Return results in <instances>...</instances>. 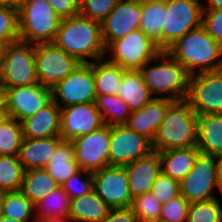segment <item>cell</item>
<instances>
[{
	"instance_id": "obj_1",
	"label": "cell",
	"mask_w": 222,
	"mask_h": 222,
	"mask_svg": "<svg viewBox=\"0 0 222 222\" xmlns=\"http://www.w3.org/2000/svg\"><path fill=\"white\" fill-rule=\"evenodd\" d=\"M53 43L80 63H92L106 55L101 23L81 14L60 20Z\"/></svg>"
},
{
	"instance_id": "obj_2",
	"label": "cell",
	"mask_w": 222,
	"mask_h": 222,
	"mask_svg": "<svg viewBox=\"0 0 222 222\" xmlns=\"http://www.w3.org/2000/svg\"><path fill=\"white\" fill-rule=\"evenodd\" d=\"M166 52L190 75L222 68V46L202 26L188 31Z\"/></svg>"
},
{
	"instance_id": "obj_3",
	"label": "cell",
	"mask_w": 222,
	"mask_h": 222,
	"mask_svg": "<svg viewBox=\"0 0 222 222\" xmlns=\"http://www.w3.org/2000/svg\"><path fill=\"white\" fill-rule=\"evenodd\" d=\"M139 72L153 98L172 101L186 98L190 74L166 51L148 61Z\"/></svg>"
},
{
	"instance_id": "obj_4",
	"label": "cell",
	"mask_w": 222,
	"mask_h": 222,
	"mask_svg": "<svg viewBox=\"0 0 222 222\" xmlns=\"http://www.w3.org/2000/svg\"><path fill=\"white\" fill-rule=\"evenodd\" d=\"M197 143V114L185 99L174 101L152 141L153 150L161 152L169 149L190 148L196 147Z\"/></svg>"
},
{
	"instance_id": "obj_5",
	"label": "cell",
	"mask_w": 222,
	"mask_h": 222,
	"mask_svg": "<svg viewBox=\"0 0 222 222\" xmlns=\"http://www.w3.org/2000/svg\"><path fill=\"white\" fill-rule=\"evenodd\" d=\"M60 20L47 0H27L19 10L20 41L53 43Z\"/></svg>"
},
{
	"instance_id": "obj_6",
	"label": "cell",
	"mask_w": 222,
	"mask_h": 222,
	"mask_svg": "<svg viewBox=\"0 0 222 222\" xmlns=\"http://www.w3.org/2000/svg\"><path fill=\"white\" fill-rule=\"evenodd\" d=\"M160 52L156 42L140 29H136L125 37L112 42L106 48L105 58L124 70H140Z\"/></svg>"
},
{
	"instance_id": "obj_7",
	"label": "cell",
	"mask_w": 222,
	"mask_h": 222,
	"mask_svg": "<svg viewBox=\"0 0 222 222\" xmlns=\"http://www.w3.org/2000/svg\"><path fill=\"white\" fill-rule=\"evenodd\" d=\"M0 83L7 88L39 84L35 65V45L23 41L7 44Z\"/></svg>"
},
{
	"instance_id": "obj_8",
	"label": "cell",
	"mask_w": 222,
	"mask_h": 222,
	"mask_svg": "<svg viewBox=\"0 0 222 222\" xmlns=\"http://www.w3.org/2000/svg\"><path fill=\"white\" fill-rule=\"evenodd\" d=\"M185 100L197 115L222 114V68L190 75Z\"/></svg>"
},
{
	"instance_id": "obj_9",
	"label": "cell",
	"mask_w": 222,
	"mask_h": 222,
	"mask_svg": "<svg viewBox=\"0 0 222 222\" xmlns=\"http://www.w3.org/2000/svg\"><path fill=\"white\" fill-rule=\"evenodd\" d=\"M52 89V100L60 107L95 103L97 96L92 63H80L65 79Z\"/></svg>"
},
{
	"instance_id": "obj_10",
	"label": "cell",
	"mask_w": 222,
	"mask_h": 222,
	"mask_svg": "<svg viewBox=\"0 0 222 222\" xmlns=\"http://www.w3.org/2000/svg\"><path fill=\"white\" fill-rule=\"evenodd\" d=\"M180 192L190 203L222 196L216 176L215 156L200 154L192 170L180 181Z\"/></svg>"
},
{
	"instance_id": "obj_11",
	"label": "cell",
	"mask_w": 222,
	"mask_h": 222,
	"mask_svg": "<svg viewBox=\"0 0 222 222\" xmlns=\"http://www.w3.org/2000/svg\"><path fill=\"white\" fill-rule=\"evenodd\" d=\"M167 13L163 26V51L188 31L201 26L202 0H165Z\"/></svg>"
},
{
	"instance_id": "obj_12",
	"label": "cell",
	"mask_w": 222,
	"mask_h": 222,
	"mask_svg": "<svg viewBox=\"0 0 222 222\" xmlns=\"http://www.w3.org/2000/svg\"><path fill=\"white\" fill-rule=\"evenodd\" d=\"M35 65L39 84L54 87L73 72L80 62L54 43L35 45Z\"/></svg>"
},
{
	"instance_id": "obj_13",
	"label": "cell",
	"mask_w": 222,
	"mask_h": 222,
	"mask_svg": "<svg viewBox=\"0 0 222 222\" xmlns=\"http://www.w3.org/2000/svg\"><path fill=\"white\" fill-rule=\"evenodd\" d=\"M110 139L111 126L104 124L94 132L72 140L79 168L94 172L109 166Z\"/></svg>"
},
{
	"instance_id": "obj_14",
	"label": "cell",
	"mask_w": 222,
	"mask_h": 222,
	"mask_svg": "<svg viewBox=\"0 0 222 222\" xmlns=\"http://www.w3.org/2000/svg\"><path fill=\"white\" fill-rule=\"evenodd\" d=\"M92 173L94 191L110 208L131 207L133 198L125 166H106Z\"/></svg>"
},
{
	"instance_id": "obj_15",
	"label": "cell",
	"mask_w": 222,
	"mask_h": 222,
	"mask_svg": "<svg viewBox=\"0 0 222 222\" xmlns=\"http://www.w3.org/2000/svg\"><path fill=\"white\" fill-rule=\"evenodd\" d=\"M153 151L152 142L124 124L111 126L109 166H126Z\"/></svg>"
},
{
	"instance_id": "obj_16",
	"label": "cell",
	"mask_w": 222,
	"mask_h": 222,
	"mask_svg": "<svg viewBox=\"0 0 222 222\" xmlns=\"http://www.w3.org/2000/svg\"><path fill=\"white\" fill-rule=\"evenodd\" d=\"M52 101V89L40 84L6 89V110L9 117L21 122Z\"/></svg>"
},
{
	"instance_id": "obj_17",
	"label": "cell",
	"mask_w": 222,
	"mask_h": 222,
	"mask_svg": "<svg viewBox=\"0 0 222 222\" xmlns=\"http://www.w3.org/2000/svg\"><path fill=\"white\" fill-rule=\"evenodd\" d=\"M141 0H118L116 6L101 22L102 37L107 48L112 42L139 29Z\"/></svg>"
},
{
	"instance_id": "obj_18",
	"label": "cell",
	"mask_w": 222,
	"mask_h": 222,
	"mask_svg": "<svg viewBox=\"0 0 222 222\" xmlns=\"http://www.w3.org/2000/svg\"><path fill=\"white\" fill-rule=\"evenodd\" d=\"M95 103H81L61 108L60 138L72 141L76 137L90 134L104 125Z\"/></svg>"
},
{
	"instance_id": "obj_19",
	"label": "cell",
	"mask_w": 222,
	"mask_h": 222,
	"mask_svg": "<svg viewBox=\"0 0 222 222\" xmlns=\"http://www.w3.org/2000/svg\"><path fill=\"white\" fill-rule=\"evenodd\" d=\"M173 102L170 99L153 98L139 110L133 111L124 125L152 142Z\"/></svg>"
},
{
	"instance_id": "obj_20",
	"label": "cell",
	"mask_w": 222,
	"mask_h": 222,
	"mask_svg": "<svg viewBox=\"0 0 222 222\" xmlns=\"http://www.w3.org/2000/svg\"><path fill=\"white\" fill-rule=\"evenodd\" d=\"M131 197L151 191L153 182L161 173V160L155 150L125 166Z\"/></svg>"
},
{
	"instance_id": "obj_21",
	"label": "cell",
	"mask_w": 222,
	"mask_h": 222,
	"mask_svg": "<svg viewBox=\"0 0 222 222\" xmlns=\"http://www.w3.org/2000/svg\"><path fill=\"white\" fill-rule=\"evenodd\" d=\"M23 138L60 137L61 108L52 100L34 115L21 121Z\"/></svg>"
},
{
	"instance_id": "obj_22",
	"label": "cell",
	"mask_w": 222,
	"mask_h": 222,
	"mask_svg": "<svg viewBox=\"0 0 222 222\" xmlns=\"http://www.w3.org/2000/svg\"><path fill=\"white\" fill-rule=\"evenodd\" d=\"M61 141L60 137L23 138L18 158L24 170L45 168Z\"/></svg>"
},
{
	"instance_id": "obj_23",
	"label": "cell",
	"mask_w": 222,
	"mask_h": 222,
	"mask_svg": "<svg viewBox=\"0 0 222 222\" xmlns=\"http://www.w3.org/2000/svg\"><path fill=\"white\" fill-rule=\"evenodd\" d=\"M158 153L161 172L179 182L192 170L197 157L201 154L197 146L169 149Z\"/></svg>"
},
{
	"instance_id": "obj_24",
	"label": "cell",
	"mask_w": 222,
	"mask_h": 222,
	"mask_svg": "<svg viewBox=\"0 0 222 222\" xmlns=\"http://www.w3.org/2000/svg\"><path fill=\"white\" fill-rule=\"evenodd\" d=\"M141 10L139 29L163 51V26L167 13L165 0H141Z\"/></svg>"
},
{
	"instance_id": "obj_25",
	"label": "cell",
	"mask_w": 222,
	"mask_h": 222,
	"mask_svg": "<svg viewBox=\"0 0 222 222\" xmlns=\"http://www.w3.org/2000/svg\"><path fill=\"white\" fill-rule=\"evenodd\" d=\"M116 95L123 99L132 112L139 110L153 99L139 70L124 71Z\"/></svg>"
},
{
	"instance_id": "obj_26",
	"label": "cell",
	"mask_w": 222,
	"mask_h": 222,
	"mask_svg": "<svg viewBox=\"0 0 222 222\" xmlns=\"http://www.w3.org/2000/svg\"><path fill=\"white\" fill-rule=\"evenodd\" d=\"M197 119V147L201 154L215 156L222 152V114H202Z\"/></svg>"
},
{
	"instance_id": "obj_27",
	"label": "cell",
	"mask_w": 222,
	"mask_h": 222,
	"mask_svg": "<svg viewBox=\"0 0 222 222\" xmlns=\"http://www.w3.org/2000/svg\"><path fill=\"white\" fill-rule=\"evenodd\" d=\"M110 209L93 190L86 195L70 200L68 217L72 222H101Z\"/></svg>"
},
{
	"instance_id": "obj_28",
	"label": "cell",
	"mask_w": 222,
	"mask_h": 222,
	"mask_svg": "<svg viewBox=\"0 0 222 222\" xmlns=\"http://www.w3.org/2000/svg\"><path fill=\"white\" fill-rule=\"evenodd\" d=\"M74 155L72 141L62 140L49 158L45 169L59 186L80 170Z\"/></svg>"
},
{
	"instance_id": "obj_29",
	"label": "cell",
	"mask_w": 222,
	"mask_h": 222,
	"mask_svg": "<svg viewBox=\"0 0 222 222\" xmlns=\"http://www.w3.org/2000/svg\"><path fill=\"white\" fill-rule=\"evenodd\" d=\"M58 187L45 168L31 169L24 171L20 192L36 205Z\"/></svg>"
},
{
	"instance_id": "obj_30",
	"label": "cell",
	"mask_w": 222,
	"mask_h": 222,
	"mask_svg": "<svg viewBox=\"0 0 222 222\" xmlns=\"http://www.w3.org/2000/svg\"><path fill=\"white\" fill-rule=\"evenodd\" d=\"M97 95H116L124 69L106 58L93 62Z\"/></svg>"
},
{
	"instance_id": "obj_31",
	"label": "cell",
	"mask_w": 222,
	"mask_h": 222,
	"mask_svg": "<svg viewBox=\"0 0 222 222\" xmlns=\"http://www.w3.org/2000/svg\"><path fill=\"white\" fill-rule=\"evenodd\" d=\"M95 105L104 123L110 126L125 124L132 113L129 106L118 95H97Z\"/></svg>"
},
{
	"instance_id": "obj_32",
	"label": "cell",
	"mask_w": 222,
	"mask_h": 222,
	"mask_svg": "<svg viewBox=\"0 0 222 222\" xmlns=\"http://www.w3.org/2000/svg\"><path fill=\"white\" fill-rule=\"evenodd\" d=\"M2 216L23 222H33L36 219L34 204L20 191L4 192Z\"/></svg>"
},
{
	"instance_id": "obj_33",
	"label": "cell",
	"mask_w": 222,
	"mask_h": 222,
	"mask_svg": "<svg viewBox=\"0 0 222 222\" xmlns=\"http://www.w3.org/2000/svg\"><path fill=\"white\" fill-rule=\"evenodd\" d=\"M69 205L68 194L59 186L34 205L35 218L69 216Z\"/></svg>"
},
{
	"instance_id": "obj_34",
	"label": "cell",
	"mask_w": 222,
	"mask_h": 222,
	"mask_svg": "<svg viewBox=\"0 0 222 222\" xmlns=\"http://www.w3.org/2000/svg\"><path fill=\"white\" fill-rule=\"evenodd\" d=\"M24 171L18 156L0 155V191H20Z\"/></svg>"
},
{
	"instance_id": "obj_35",
	"label": "cell",
	"mask_w": 222,
	"mask_h": 222,
	"mask_svg": "<svg viewBox=\"0 0 222 222\" xmlns=\"http://www.w3.org/2000/svg\"><path fill=\"white\" fill-rule=\"evenodd\" d=\"M23 140L21 122L8 117L0 125V155L18 156Z\"/></svg>"
},
{
	"instance_id": "obj_36",
	"label": "cell",
	"mask_w": 222,
	"mask_h": 222,
	"mask_svg": "<svg viewBox=\"0 0 222 222\" xmlns=\"http://www.w3.org/2000/svg\"><path fill=\"white\" fill-rule=\"evenodd\" d=\"M222 196L207 201L192 202L186 222H222Z\"/></svg>"
},
{
	"instance_id": "obj_37",
	"label": "cell",
	"mask_w": 222,
	"mask_h": 222,
	"mask_svg": "<svg viewBox=\"0 0 222 222\" xmlns=\"http://www.w3.org/2000/svg\"><path fill=\"white\" fill-rule=\"evenodd\" d=\"M131 208L138 222H148L160 218L162 204L151 192H148L134 197Z\"/></svg>"
},
{
	"instance_id": "obj_38",
	"label": "cell",
	"mask_w": 222,
	"mask_h": 222,
	"mask_svg": "<svg viewBox=\"0 0 222 222\" xmlns=\"http://www.w3.org/2000/svg\"><path fill=\"white\" fill-rule=\"evenodd\" d=\"M0 40L7 44L20 40L19 11L0 4Z\"/></svg>"
},
{
	"instance_id": "obj_39",
	"label": "cell",
	"mask_w": 222,
	"mask_h": 222,
	"mask_svg": "<svg viewBox=\"0 0 222 222\" xmlns=\"http://www.w3.org/2000/svg\"><path fill=\"white\" fill-rule=\"evenodd\" d=\"M61 187L68 194L70 200L86 195L94 190L93 173L80 169L68 178Z\"/></svg>"
},
{
	"instance_id": "obj_40",
	"label": "cell",
	"mask_w": 222,
	"mask_h": 222,
	"mask_svg": "<svg viewBox=\"0 0 222 222\" xmlns=\"http://www.w3.org/2000/svg\"><path fill=\"white\" fill-rule=\"evenodd\" d=\"M150 192L164 204L181 194L180 182L161 172L153 182Z\"/></svg>"
},
{
	"instance_id": "obj_41",
	"label": "cell",
	"mask_w": 222,
	"mask_h": 222,
	"mask_svg": "<svg viewBox=\"0 0 222 222\" xmlns=\"http://www.w3.org/2000/svg\"><path fill=\"white\" fill-rule=\"evenodd\" d=\"M117 2L118 0H80L79 14L101 23Z\"/></svg>"
},
{
	"instance_id": "obj_42",
	"label": "cell",
	"mask_w": 222,
	"mask_h": 222,
	"mask_svg": "<svg viewBox=\"0 0 222 222\" xmlns=\"http://www.w3.org/2000/svg\"><path fill=\"white\" fill-rule=\"evenodd\" d=\"M190 202L182 194L162 204L160 218L167 222H186Z\"/></svg>"
},
{
	"instance_id": "obj_43",
	"label": "cell",
	"mask_w": 222,
	"mask_h": 222,
	"mask_svg": "<svg viewBox=\"0 0 222 222\" xmlns=\"http://www.w3.org/2000/svg\"><path fill=\"white\" fill-rule=\"evenodd\" d=\"M201 26L222 46V10H203Z\"/></svg>"
},
{
	"instance_id": "obj_44",
	"label": "cell",
	"mask_w": 222,
	"mask_h": 222,
	"mask_svg": "<svg viewBox=\"0 0 222 222\" xmlns=\"http://www.w3.org/2000/svg\"><path fill=\"white\" fill-rule=\"evenodd\" d=\"M54 12L61 18L73 17L79 14L80 0H47Z\"/></svg>"
},
{
	"instance_id": "obj_45",
	"label": "cell",
	"mask_w": 222,
	"mask_h": 222,
	"mask_svg": "<svg viewBox=\"0 0 222 222\" xmlns=\"http://www.w3.org/2000/svg\"><path fill=\"white\" fill-rule=\"evenodd\" d=\"M101 222H138L131 207L111 208Z\"/></svg>"
},
{
	"instance_id": "obj_46",
	"label": "cell",
	"mask_w": 222,
	"mask_h": 222,
	"mask_svg": "<svg viewBox=\"0 0 222 222\" xmlns=\"http://www.w3.org/2000/svg\"><path fill=\"white\" fill-rule=\"evenodd\" d=\"M218 186L222 190V152L215 155Z\"/></svg>"
},
{
	"instance_id": "obj_47",
	"label": "cell",
	"mask_w": 222,
	"mask_h": 222,
	"mask_svg": "<svg viewBox=\"0 0 222 222\" xmlns=\"http://www.w3.org/2000/svg\"><path fill=\"white\" fill-rule=\"evenodd\" d=\"M203 10H222V0H202Z\"/></svg>"
},
{
	"instance_id": "obj_48",
	"label": "cell",
	"mask_w": 222,
	"mask_h": 222,
	"mask_svg": "<svg viewBox=\"0 0 222 222\" xmlns=\"http://www.w3.org/2000/svg\"><path fill=\"white\" fill-rule=\"evenodd\" d=\"M27 0H0V4L19 11Z\"/></svg>"
},
{
	"instance_id": "obj_49",
	"label": "cell",
	"mask_w": 222,
	"mask_h": 222,
	"mask_svg": "<svg viewBox=\"0 0 222 222\" xmlns=\"http://www.w3.org/2000/svg\"><path fill=\"white\" fill-rule=\"evenodd\" d=\"M33 222H72L68 216L36 218Z\"/></svg>"
},
{
	"instance_id": "obj_50",
	"label": "cell",
	"mask_w": 222,
	"mask_h": 222,
	"mask_svg": "<svg viewBox=\"0 0 222 222\" xmlns=\"http://www.w3.org/2000/svg\"><path fill=\"white\" fill-rule=\"evenodd\" d=\"M0 109H6V89L0 83Z\"/></svg>"
},
{
	"instance_id": "obj_51",
	"label": "cell",
	"mask_w": 222,
	"mask_h": 222,
	"mask_svg": "<svg viewBox=\"0 0 222 222\" xmlns=\"http://www.w3.org/2000/svg\"><path fill=\"white\" fill-rule=\"evenodd\" d=\"M6 46H7V43L2 41V40H0V69H1V66H2V62H3Z\"/></svg>"
},
{
	"instance_id": "obj_52",
	"label": "cell",
	"mask_w": 222,
	"mask_h": 222,
	"mask_svg": "<svg viewBox=\"0 0 222 222\" xmlns=\"http://www.w3.org/2000/svg\"><path fill=\"white\" fill-rule=\"evenodd\" d=\"M8 113L6 109H0V125L8 118Z\"/></svg>"
},
{
	"instance_id": "obj_53",
	"label": "cell",
	"mask_w": 222,
	"mask_h": 222,
	"mask_svg": "<svg viewBox=\"0 0 222 222\" xmlns=\"http://www.w3.org/2000/svg\"><path fill=\"white\" fill-rule=\"evenodd\" d=\"M0 222H23V221H18V220H15V219H11L9 217L2 216L1 219H0Z\"/></svg>"
},
{
	"instance_id": "obj_54",
	"label": "cell",
	"mask_w": 222,
	"mask_h": 222,
	"mask_svg": "<svg viewBox=\"0 0 222 222\" xmlns=\"http://www.w3.org/2000/svg\"><path fill=\"white\" fill-rule=\"evenodd\" d=\"M4 192L0 191V219L2 217V201H3Z\"/></svg>"
},
{
	"instance_id": "obj_55",
	"label": "cell",
	"mask_w": 222,
	"mask_h": 222,
	"mask_svg": "<svg viewBox=\"0 0 222 222\" xmlns=\"http://www.w3.org/2000/svg\"><path fill=\"white\" fill-rule=\"evenodd\" d=\"M148 222H167V221L163 220L162 218H156V219L150 220Z\"/></svg>"
}]
</instances>
